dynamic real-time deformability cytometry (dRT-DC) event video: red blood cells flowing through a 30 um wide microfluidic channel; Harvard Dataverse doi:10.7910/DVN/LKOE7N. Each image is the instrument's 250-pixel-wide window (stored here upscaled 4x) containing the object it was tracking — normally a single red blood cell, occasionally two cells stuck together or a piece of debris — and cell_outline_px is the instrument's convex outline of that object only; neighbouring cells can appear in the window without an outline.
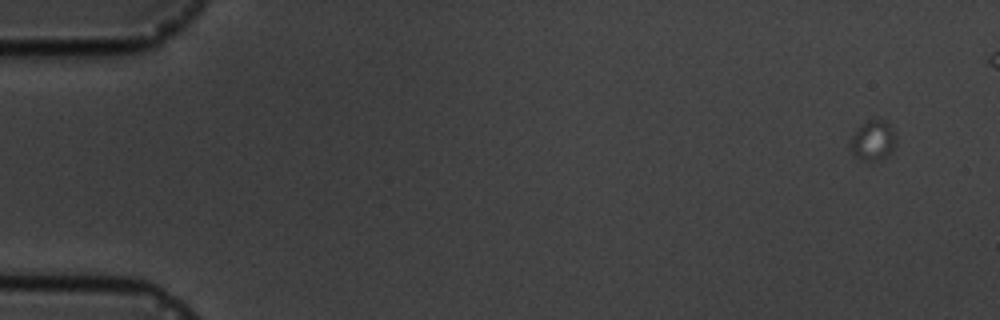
{"species": "common noctule bat (a hibernating species)", "species_latin": "Nyctalus noctula", "temperature_condition": "cold", "stored_images_in_passage": 19, "segment_of_instrument_passage": [1, 3], "camera_frame_rate_fps": 3000, "um_per_image_px": 0.085, "animal": {"sex": "male", "body_mass_g": 19.5, "forearm_length_mm": 54.6}, "frame": {"image": 1, "passage_image": 1, "time_ms": 0.0, "image_size_px": [1000, 320], "cell_outline_px": [[896, 144], [884, 156], [876, 160], [860, 160], [848, 148], [848, 144], [856, 128], [868, 120], [884, 120], [892, 128], [896, 136]], "centroid_in_image_um": [74.15, 11.92], "position_along_channel_um": 10.8, "area_um2": 10.52}}